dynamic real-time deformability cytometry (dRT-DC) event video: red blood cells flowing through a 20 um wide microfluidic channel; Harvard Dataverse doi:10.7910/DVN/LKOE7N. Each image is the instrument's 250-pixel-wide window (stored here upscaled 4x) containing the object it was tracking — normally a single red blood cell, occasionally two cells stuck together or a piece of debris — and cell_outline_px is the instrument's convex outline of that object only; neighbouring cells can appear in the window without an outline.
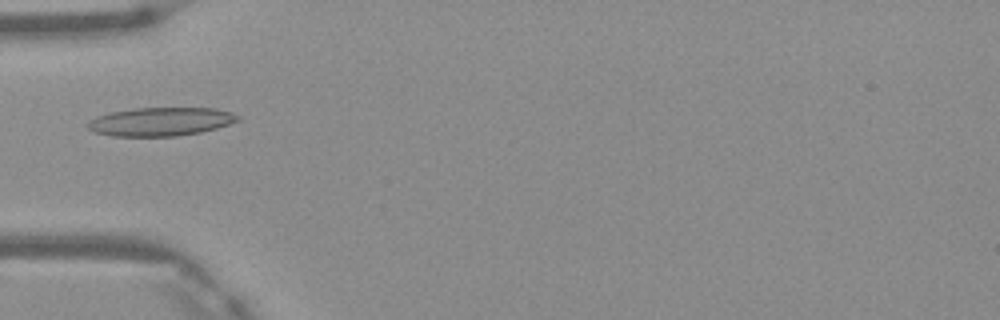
{"species": "Egyptian fruit bat (a non-hibernating species)", "species_latin": "Rousettus aegyptiacus", "temperature_condition": "warm", "stored_images_in_passage": 5, "camera_frame_rate_fps": 3000, "um_per_image_px": 0.085, "frame": {"image": 1, "passage_image": 4, "time_ms": 1.0, "image_size_px": [1000, 320], "cell_outline_px": [[240, 120], [216, 128], [200, 132], [176, 136], [112, 136], [96, 132], [88, 128], [88, 120], [96, 116], [112, 112], [132, 108], [216, 108], [232, 112], [240, 116]], "centroid_in_image_um": [13.67, 10.33], "position_along_channel_um": 71.3, "area_um2": 24.91}}
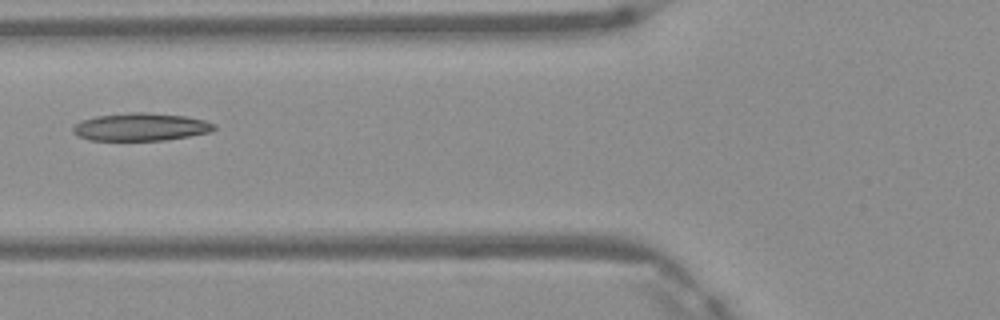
{"frame": {"image": 2, "passage_image": 5, "time_ms": 1.333, "image_size_px": [1000, 320], "cell_outline_px": [[216, 128], [208, 132], [188, 136], [164, 140], [88, 140], [72, 132], [72, 128], [80, 120], [96, 116], [132, 112], [144, 112], [184, 116], [204, 120], [216, 124]], "centroid_in_image_um": [11.94, 10.78], "position_along_channel_um": 113.9, "area_um2": 22.66}}